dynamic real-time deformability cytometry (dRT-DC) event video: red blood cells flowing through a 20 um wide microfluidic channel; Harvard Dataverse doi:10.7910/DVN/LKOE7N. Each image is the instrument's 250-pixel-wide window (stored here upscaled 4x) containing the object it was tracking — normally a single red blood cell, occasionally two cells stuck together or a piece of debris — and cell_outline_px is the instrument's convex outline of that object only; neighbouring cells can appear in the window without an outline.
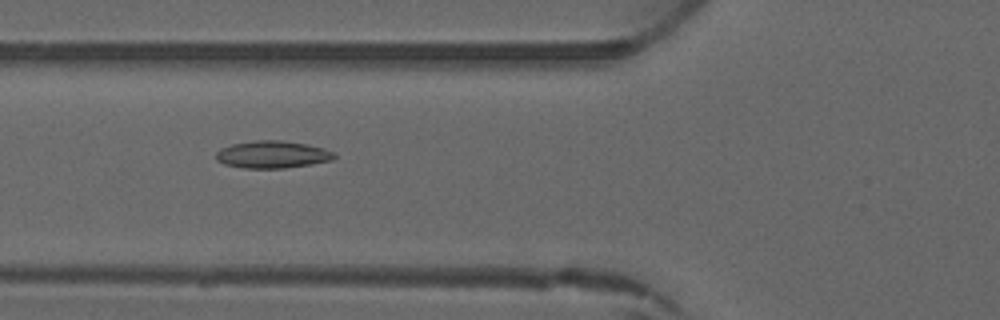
{"species": "common noctule bat (a hibernating species)", "species_latin": "Nyctalus noctula", "temperature_condition": "warm", "stored_images_in_passage": 4, "camera_frame_rate_fps": 3000, "um_per_image_px": 0.085, "animal": {"sex": "male", "forearm_length_mm": 52.5}, "frame": {"image": 1, "passage_image": 4, "time_ms": 3.333, "image_size_px": [1000, 320], "cell_outline_px": [[336, 156], [332, 160], [312, 164], [284, 168], [244, 168], [224, 164], [216, 160], [216, 152], [220, 148], [232, 144], [256, 140], [280, 140], [304, 144], [324, 148], [332, 152]], "centroid_in_image_um": [23.12, 13.13], "position_along_channel_um": 102.7, "area_um2": 18.73}}